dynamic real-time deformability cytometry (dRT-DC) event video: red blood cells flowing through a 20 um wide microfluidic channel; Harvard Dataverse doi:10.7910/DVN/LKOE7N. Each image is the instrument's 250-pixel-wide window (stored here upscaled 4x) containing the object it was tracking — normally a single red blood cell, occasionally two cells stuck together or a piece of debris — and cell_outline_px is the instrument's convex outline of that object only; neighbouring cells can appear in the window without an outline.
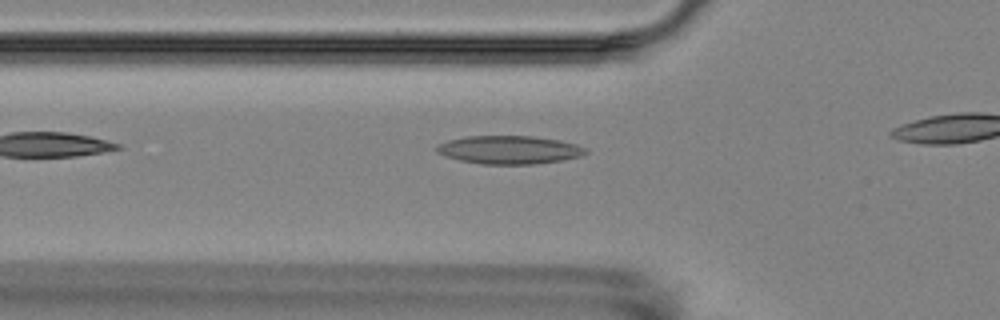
{"species": "Egyptian fruit bat (a non-hibernating species)", "species_latin": "Rousettus aegyptiacus", "temperature_condition": "room temperature", "stored_images_in_passage": 6, "camera_frame_rate_fps": 3000, "um_per_image_px": 0.085, "animal": {"sex": "female"}, "frame": {"image": 1, "passage_image": 4, "time_ms": 4.333, "image_size_px": [1000, 320], "cell_outline_px": [[588, 152], [580, 156], [560, 160], [536, 164], [480, 164], [460, 160], [444, 156], [436, 152], [436, 144], [448, 140], [464, 136], [532, 136], [560, 140], [576, 144], [588, 148]], "centroid_in_image_um": [43.26, 12.73], "position_along_channel_um": 82.5, "area_um2": 24.68}}